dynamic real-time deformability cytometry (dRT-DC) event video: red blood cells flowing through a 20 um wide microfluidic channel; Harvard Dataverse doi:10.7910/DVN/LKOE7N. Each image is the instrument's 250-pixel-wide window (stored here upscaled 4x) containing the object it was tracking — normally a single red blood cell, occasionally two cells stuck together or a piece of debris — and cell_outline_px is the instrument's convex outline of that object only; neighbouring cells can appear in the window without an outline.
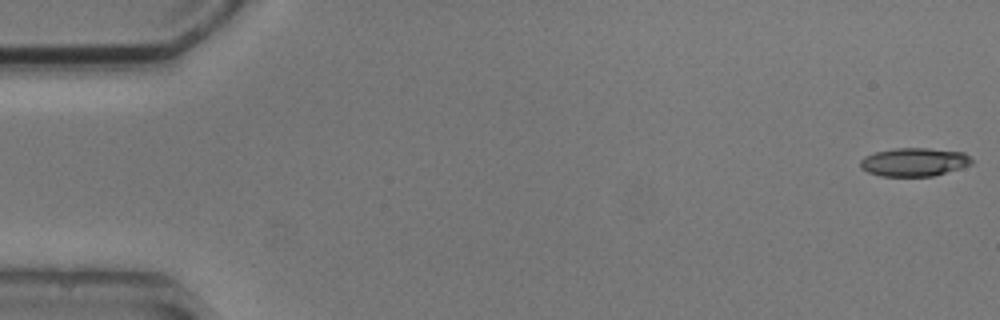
{"species": "common noctule bat (a hibernating species)", "species_latin": "Nyctalus noctula", "temperature_condition": "cold", "stored_images_in_passage": 5, "camera_frame_rate_fps": 3000, "um_per_image_px": 0.085, "animal": {"sex": "male", "body_mass_g": 20.5, "forearm_length_mm": 52.5}, "frame": {"image": 1, "passage_image": 1, "time_ms": 0.0, "image_size_px": [1000, 320], "cell_outline_px": [[972, 164], [960, 168], [932, 176], [880, 176], [868, 172], [860, 168], [860, 160], [864, 156], [876, 152], [896, 148], [928, 148], [964, 152], [972, 160]], "centroid_in_image_um": [77.68, 13.77], "position_along_channel_um": 7.3, "area_um2": 18.38}}
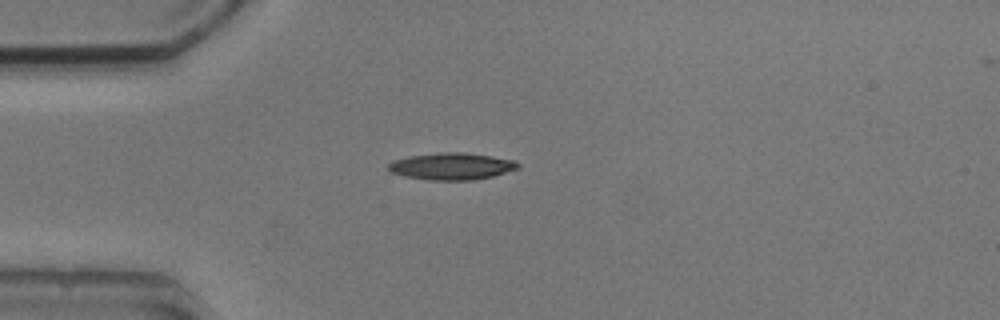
{"frame": {"image": 2, "passage_image": 4, "time_ms": 4.333, "image_size_px": [1000, 320], "cell_outline_px": [[520, 168], [492, 176], [472, 180], [428, 180], [404, 176], [392, 172], [388, 168], [388, 164], [392, 160], [408, 156], [440, 152], [464, 152], [492, 156], [516, 160], [520, 164]], "centroid_in_image_um": [38.4, 14.12], "position_along_channel_um": 46.6, "area_um2": 20.46}}